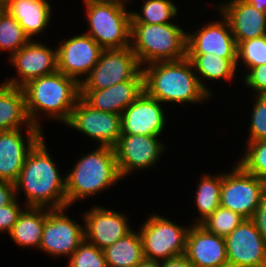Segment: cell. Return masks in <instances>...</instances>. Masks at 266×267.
I'll return each mask as SVG.
<instances>
[{
    "mask_svg": "<svg viewBox=\"0 0 266 267\" xmlns=\"http://www.w3.org/2000/svg\"><path fill=\"white\" fill-rule=\"evenodd\" d=\"M144 91L142 69L130 80L101 90H80V96L93 108L120 114Z\"/></svg>",
    "mask_w": 266,
    "mask_h": 267,
    "instance_id": "7402d4cb",
    "label": "cell"
},
{
    "mask_svg": "<svg viewBox=\"0 0 266 267\" xmlns=\"http://www.w3.org/2000/svg\"><path fill=\"white\" fill-rule=\"evenodd\" d=\"M264 64H266V35L242 41L237 45L236 67L238 72L240 70L242 73L247 72L250 68ZM239 66L245 70L242 71L243 68Z\"/></svg>",
    "mask_w": 266,
    "mask_h": 267,
    "instance_id": "4dcf8cb0",
    "label": "cell"
},
{
    "mask_svg": "<svg viewBox=\"0 0 266 267\" xmlns=\"http://www.w3.org/2000/svg\"><path fill=\"white\" fill-rule=\"evenodd\" d=\"M30 40L16 18L0 8V53L7 51L10 58Z\"/></svg>",
    "mask_w": 266,
    "mask_h": 267,
    "instance_id": "f546056e",
    "label": "cell"
},
{
    "mask_svg": "<svg viewBox=\"0 0 266 267\" xmlns=\"http://www.w3.org/2000/svg\"><path fill=\"white\" fill-rule=\"evenodd\" d=\"M46 217L47 208L26 206L8 236L16 246L39 250Z\"/></svg>",
    "mask_w": 266,
    "mask_h": 267,
    "instance_id": "484cf974",
    "label": "cell"
},
{
    "mask_svg": "<svg viewBox=\"0 0 266 267\" xmlns=\"http://www.w3.org/2000/svg\"><path fill=\"white\" fill-rule=\"evenodd\" d=\"M41 40H30L10 58L8 63L14 67L16 76L7 77L3 82L22 87L28 81L57 71V48H49Z\"/></svg>",
    "mask_w": 266,
    "mask_h": 267,
    "instance_id": "5bb4252c",
    "label": "cell"
},
{
    "mask_svg": "<svg viewBox=\"0 0 266 267\" xmlns=\"http://www.w3.org/2000/svg\"><path fill=\"white\" fill-rule=\"evenodd\" d=\"M90 35L104 50L124 49L131 44V11L116 1L83 0Z\"/></svg>",
    "mask_w": 266,
    "mask_h": 267,
    "instance_id": "8992f818",
    "label": "cell"
},
{
    "mask_svg": "<svg viewBox=\"0 0 266 267\" xmlns=\"http://www.w3.org/2000/svg\"><path fill=\"white\" fill-rule=\"evenodd\" d=\"M57 48V70L79 84L89 75L104 50L86 33L60 40Z\"/></svg>",
    "mask_w": 266,
    "mask_h": 267,
    "instance_id": "4fadbf2b",
    "label": "cell"
},
{
    "mask_svg": "<svg viewBox=\"0 0 266 267\" xmlns=\"http://www.w3.org/2000/svg\"><path fill=\"white\" fill-rule=\"evenodd\" d=\"M150 214L143 223H140L138 229L144 257L165 261L185 254L186 239L191 224L181 226L157 213Z\"/></svg>",
    "mask_w": 266,
    "mask_h": 267,
    "instance_id": "52a82bcc",
    "label": "cell"
},
{
    "mask_svg": "<svg viewBox=\"0 0 266 267\" xmlns=\"http://www.w3.org/2000/svg\"><path fill=\"white\" fill-rule=\"evenodd\" d=\"M215 8L227 19L236 45L266 35V12L257 10L244 0H226Z\"/></svg>",
    "mask_w": 266,
    "mask_h": 267,
    "instance_id": "44dd1931",
    "label": "cell"
},
{
    "mask_svg": "<svg viewBox=\"0 0 266 267\" xmlns=\"http://www.w3.org/2000/svg\"><path fill=\"white\" fill-rule=\"evenodd\" d=\"M68 209H47L39 250L52 259H68L85 239L84 225L68 216Z\"/></svg>",
    "mask_w": 266,
    "mask_h": 267,
    "instance_id": "30bf717a",
    "label": "cell"
},
{
    "mask_svg": "<svg viewBox=\"0 0 266 267\" xmlns=\"http://www.w3.org/2000/svg\"><path fill=\"white\" fill-rule=\"evenodd\" d=\"M217 12L220 17L218 20H211L187 32V54L212 53L227 59H237V45L230 25L222 13Z\"/></svg>",
    "mask_w": 266,
    "mask_h": 267,
    "instance_id": "e0dca14e",
    "label": "cell"
},
{
    "mask_svg": "<svg viewBox=\"0 0 266 267\" xmlns=\"http://www.w3.org/2000/svg\"><path fill=\"white\" fill-rule=\"evenodd\" d=\"M67 260V267H107L103 250L85 239Z\"/></svg>",
    "mask_w": 266,
    "mask_h": 267,
    "instance_id": "836d02e7",
    "label": "cell"
},
{
    "mask_svg": "<svg viewBox=\"0 0 266 267\" xmlns=\"http://www.w3.org/2000/svg\"><path fill=\"white\" fill-rule=\"evenodd\" d=\"M187 58L192 62L201 86L213 97V89L209 88L204 80L214 82L223 79L230 84L237 74H242L237 73V59H227L212 53L187 54Z\"/></svg>",
    "mask_w": 266,
    "mask_h": 267,
    "instance_id": "d4e9b609",
    "label": "cell"
},
{
    "mask_svg": "<svg viewBox=\"0 0 266 267\" xmlns=\"http://www.w3.org/2000/svg\"><path fill=\"white\" fill-rule=\"evenodd\" d=\"M237 163L249 174L266 180V139L246 142Z\"/></svg>",
    "mask_w": 266,
    "mask_h": 267,
    "instance_id": "1f68e13d",
    "label": "cell"
},
{
    "mask_svg": "<svg viewBox=\"0 0 266 267\" xmlns=\"http://www.w3.org/2000/svg\"><path fill=\"white\" fill-rule=\"evenodd\" d=\"M85 240L101 250L111 246L133 228L128 215L102 205L89 208L81 213Z\"/></svg>",
    "mask_w": 266,
    "mask_h": 267,
    "instance_id": "2e32d148",
    "label": "cell"
},
{
    "mask_svg": "<svg viewBox=\"0 0 266 267\" xmlns=\"http://www.w3.org/2000/svg\"><path fill=\"white\" fill-rule=\"evenodd\" d=\"M100 1H116V2L123 3L125 5H129L128 3L132 2V0H100Z\"/></svg>",
    "mask_w": 266,
    "mask_h": 267,
    "instance_id": "7bdbcfd3",
    "label": "cell"
},
{
    "mask_svg": "<svg viewBox=\"0 0 266 267\" xmlns=\"http://www.w3.org/2000/svg\"><path fill=\"white\" fill-rule=\"evenodd\" d=\"M64 125L94 140L97 146L114 147L122 134L120 114L95 109L81 96Z\"/></svg>",
    "mask_w": 266,
    "mask_h": 267,
    "instance_id": "8fae6325",
    "label": "cell"
},
{
    "mask_svg": "<svg viewBox=\"0 0 266 267\" xmlns=\"http://www.w3.org/2000/svg\"><path fill=\"white\" fill-rule=\"evenodd\" d=\"M252 220L254 221L257 230L266 241V195L262 198L254 216L252 217Z\"/></svg>",
    "mask_w": 266,
    "mask_h": 267,
    "instance_id": "74e56055",
    "label": "cell"
},
{
    "mask_svg": "<svg viewBox=\"0 0 266 267\" xmlns=\"http://www.w3.org/2000/svg\"><path fill=\"white\" fill-rule=\"evenodd\" d=\"M162 261L144 257L136 267H161Z\"/></svg>",
    "mask_w": 266,
    "mask_h": 267,
    "instance_id": "60d3db41",
    "label": "cell"
},
{
    "mask_svg": "<svg viewBox=\"0 0 266 267\" xmlns=\"http://www.w3.org/2000/svg\"><path fill=\"white\" fill-rule=\"evenodd\" d=\"M161 137L121 134L113 148L122 179L126 180L135 171L157 168L156 165H159L160 158L167 150Z\"/></svg>",
    "mask_w": 266,
    "mask_h": 267,
    "instance_id": "9c48e42d",
    "label": "cell"
},
{
    "mask_svg": "<svg viewBox=\"0 0 266 267\" xmlns=\"http://www.w3.org/2000/svg\"><path fill=\"white\" fill-rule=\"evenodd\" d=\"M244 219L245 218L239 213L219 206L200 225L208 232L225 238L236 229Z\"/></svg>",
    "mask_w": 266,
    "mask_h": 267,
    "instance_id": "d6a6232c",
    "label": "cell"
},
{
    "mask_svg": "<svg viewBox=\"0 0 266 267\" xmlns=\"http://www.w3.org/2000/svg\"><path fill=\"white\" fill-rule=\"evenodd\" d=\"M7 3V0H0V8H4Z\"/></svg>",
    "mask_w": 266,
    "mask_h": 267,
    "instance_id": "ee69618b",
    "label": "cell"
},
{
    "mask_svg": "<svg viewBox=\"0 0 266 267\" xmlns=\"http://www.w3.org/2000/svg\"><path fill=\"white\" fill-rule=\"evenodd\" d=\"M97 147V148H96ZM93 151L74 160L73 168L66 174L67 206L89 199L111 189L122 180L113 147L97 146Z\"/></svg>",
    "mask_w": 266,
    "mask_h": 267,
    "instance_id": "277c9868",
    "label": "cell"
},
{
    "mask_svg": "<svg viewBox=\"0 0 266 267\" xmlns=\"http://www.w3.org/2000/svg\"><path fill=\"white\" fill-rule=\"evenodd\" d=\"M107 267H136L144 258L139 230H131L124 237L103 250Z\"/></svg>",
    "mask_w": 266,
    "mask_h": 267,
    "instance_id": "4316f807",
    "label": "cell"
},
{
    "mask_svg": "<svg viewBox=\"0 0 266 267\" xmlns=\"http://www.w3.org/2000/svg\"><path fill=\"white\" fill-rule=\"evenodd\" d=\"M242 78L247 89L254 91L253 95H266V64L250 68Z\"/></svg>",
    "mask_w": 266,
    "mask_h": 267,
    "instance_id": "d590c367",
    "label": "cell"
},
{
    "mask_svg": "<svg viewBox=\"0 0 266 267\" xmlns=\"http://www.w3.org/2000/svg\"><path fill=\"white\" fill-rule=\"evenodd\" d=\"M0 132V179L15 183L25 158L44 136L40 128H24Z\"/></svg>",
    "mask_w": 266,
    "mask_h": 267,
    "instance_id": "d6986e66",
    "label": "cell"
},
{
    "mask_svg": "<svg viewBox=\"0 0 266 267\" xmlns=\"http://www.w3.org/2000/svg\"><path fill=\"white\" fill-rule=\"evenodd\" d=\"M16 199L15 184L0 179V206L11 204Z\"/></svg>",
    "mask_w": 266,
    "mask_h": 267,
    "instance_id": "f35d334b",
    "label": "cell"
},
{
    "mask_svg": "<svg viewBox=\"0 0 266 267\" xmlns=\"http://www.w3.org/2000/svg\"><path fill=\"white\" fill-rule=\"evenodd\" d=\"M52 6L48 0H7L4 9L16 18L32 40L42 35L52 22Z\"/></svg>",
    "mask_w": 266,
    "mask_h": 267,
    "instance_id": "603a6c76",
    "label": "cell"
},
{
    "mask_svg": "<svg viewBox=\"0 0 266 267\" xmlns=\"http://www.w3.org/2000/svg\"><path fill=\"white\" fill-rule=\"evenodd\" d=\"M163 107L161 102L143 91L121 113L122 134L161 136L169 122Z\"/></svg>",
    "mask_w": 266,
    "mask_h": 267,
    "instance_id": "ac0fdd59",
    "label": "cell"
},
{
    "mask_svg": "<svg viewBox=\"0 0 266 267\" xmlns=\"http://www.w3.org/2000/svg\"><path fill=\"white\" fill-rule=\"evenodd\" d=\"M34 126L27 114L22 87L0 84V132Z\"/></svg>",
    "mask_w": 266,
    "mask_h": 267,
    "instance_id": "cb8c5ba5",
    "label": "cell"
},
{
    "mask_svg": "<svg viewBox=\"0 0 266 267\" xmlns=\"http://www.w3.org/2000/svg\"><path fill=\"white\" fill-rule=\"evenodd\" d=\"M184 255L195 267H228L225 238L200 224H191Z\"/></svg>",
    "mask_w": 266,
    "mask_h": 267,
    "instance_id": "ffe728a7",
    "label": "cell"
},
{
    "mask_svg": "<svg viewBox=\"0 0 266 267\" xmlns=\"http://www.w3.org/2000/svg\"><path fill=\"white\" fill-rule=\"evenodd\" d=\"M141 6L139 12L131 11V23H172L181 11L173 0H144Z\"/></svg>",
    "mask_w": 266,
    "mask_h": 267,
    "instance_id": "f1b7e54d",
    "label": "cell"
},
{
    "mask_svg": "<svg viewBox=\"0 0 266 267\" xmlns=\"http://www.w3.org/2000/svg\"><path fill=\"white\" fill-rule=\"evenodd\" d=\"M254 6L257 10L266 12V0H244Z\"/></svg>",
    "mask_w": 266,
    "mask_h": 267,
    "instance_id": "b9f144b4",
    "label": "cell"
},
{
    "mask_svg": "<svg viewBox=\"0 0 266 267\" xmlns=\"http://www.w3.org/2000/svg\"><path fill=\"white\" fill-rule=\"evenodd\" d=\"M143 88L162 104H205L212 96L201 86L192 62L186 57L158 61L142 67ZM210 98V99H209Z\"/></svg>",
    "mask_w": 266,
    "mask_h": 267,
    "instance_id": "7a4b0ae2",
    "label": "cell"
},
{
    "mask_svg": "<svg viewBox=\"0 0 266 267\" xmlns=\"http://www.w3.org/2000/svg\"><path fill=\"white\" fill-rule=\"evenodd\" d=\"M187 30L178 22L166 24L131 23V50L141 67L158 61L187 57Z\"/></svg>",
    "mask_w": 266,
    "mask_h": 267,
    "instance_id": "5b68a950",
    "label": "cell"
},
{
    "mask_svg": "<svg viewBox=\"0 0 266 267\" xmlns=\"http://www.w3.org/2000/svg\"><path fill=\"white\" fill-rule=\"evenodd\" d=\"M22 89L28 117L34 126L43 131L40 116L64 125L80 97V84L58 70L28 81Z\"/></svg>",
    "mask_w": 266,
    "mask_h": 267,
    "instance_id": "3957f363",
    "label": "cell"
},
{
    "mask_svg": "<svg viewBox=\"0 0 266 267\" xmlns=\"http://www.w3.org/2000/svg\"><path fill=\"white\" fill-rule=\"evenodd\" d=\"M19 201V198H16L11 204L0 206V234H9L22 210L26 207L24 204L20 205Z\"/></svg>",
    "mask_w": 266,
    "mask_h": 267,
    "instance_id": "8d00e7d4",
    "label": "cell"
},
{
    "mask_svg": "<svg viewBox=\"0 0 266 267\" xmlns=\"http://www.w3.org/2000/svg\"><path fill=\"white\" fill-rule=\"evenodd\" d=\"M228 267H266V241L252 219L225 237Z\"/></svg>",
    "mask_w": 266,
    "mask_h": 267,
    "instance_id": "9a60e30c",
    "label": "cell"
},
{
    "mask_svg": "<svg viewBox=\"0 0 266 267\" xmlns=\"http://www.w3.org/2000/svg\"><path fill=\"white\" fill-rule=\"evenodd\" d=\"M161 267H195V266L183 254V255L162 261Z\"/></svg>",
    "mask_w": 266,
    "mask_h": 267,
    "instance_id": "ab89813d",
    "label": "cell"
},
{
    "mask_svg": "<svg viewBox=\"0 0 266 267\" xmlns=\"http://www.w3.org/2000/svg\"><path fill=\"white\" fill-rule=\"evenodd\" d=\"M142 67L131 47L103 50L80 90H101L132 79Z\"/></svg>",
    "mask_w": 266,
    "mask_h": 267,
    "instance_id": "7c38bea8",
    "label": "cell"
},
{
    "mask_svg": "<svg viewBox=\"0 0 266 267\" xmlns=\"http://www.w3.org/2000/svg\"><path fill=\"white\" fill-rule=\"evenodd\" d=\"M266 195V180L247 173L237 162L229 172L223 171L220 206L252 219Z\"/></svg>",
    "mask_w": 266,
    "mask_h": 267,
    "instance_id": "ba28073f",
    "label": "cell"
},
{
    "mask_svg": "<svg viewBox=\"0 0 266 267\" xmlns=\"http://www.w3.org/2000/svg\"><path fill=\"white\" fill-rule=\"evenodd\" d=\"M222 179V171L212 175L202 173L193 200L198 215L196 218L193 217L194 221L191 224H201L220 206Z\"/></svg>",
    "mask_w": 266,
    "mask_h": 267,
    "instance_id": "83f0119b",
    "label": "cell"
},
{
    "mask_svg": "<svg viewBox=\"0 0 266 267\" xmlns=\"http://www.w3.org/2000/svg\"><path fill=\"white\" fill-rule=\"evenodd\" d=\"M253 97L246 142L266 139V95H253Z\"/></svg>",
    "mask_w": 266,
    "mask_h": 267,
    "instance_id": "e575fe53",
    "label": "cell"
},
{
    "mask_svg": "<svg viewBox=\"0 0 266 267\" xmlns=\"http://www.w3.org/2000/svg\"><path fill=\"white\" fill-rule=\"evenodd\" d=\"M49 153L43 136L28 152L14 183L16 198L23 191L27 207L56 209L67 206L66 175H61L56 160Z\"/></svg>",
    "mask_w": 266,
    "mask_h": 267,
    "instance_id": "6da1fadb",
    "label": "cell"
}]
</instances>
